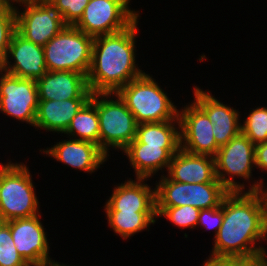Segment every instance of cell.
I'll list each match as a JSON object with an SVG mask.
<instances>
[{"instance_id":"ffe728a7","label":"cell","mask_w":267,"mask_h":266,"mask_svg":"<svg viewBox=\"0 0 267 266\" xmlns=\"http://www.w3.org/2000/svg\"><path fill=\"white\" fill-rule=\"evenodd\" d=\"M180 148H161V146H147L136 138L123 150L127 156L136 178H152L159 170L166 169L172 156Z\"/></svg>"},{"instance_id":"5bb4252c","label":"cell","mask_w":267,"mask_h":266,"mask_svg":"<svg viewBox=\"0 0 267 266\" xmlns=\"http://www.w3.org/2000/svg\"><path fill=\"white\" fill-rule=\"evenodd\" d=\"M0 69L16 77L37 81L47 72L43 46L27 40L16 30Z\"/></svg>"},{"instance_id":"8992f818","label":"cell","mask_w":267,"mask_h":266,"mask_svg":"<svg viewBox=\"0 0 267 266\" xmlns=\"http://www.w3.org/2000/svg\"><path fill=\"white\" fill-rule=\"evenodd\" d=\"M94 37L66 25L43 46L47 71H75L87 77Z\"/></svg>"},{"instance_id":"4dcf8cb0","label":"cell","mask_w":267,"mask_h":266,"mask_svg":"<svg viewBox=\"0 0 267 266\" xmlns=\"http://www.w3.org/2000/svg\"><path fill=\"white\" fill-rule=\"evenodd\" d=\"M255 168L267 173V141L255 145Z\"/></svg>"},{"instance_id":"1f68e13d","label":"cell","mask_w":267,"mask_h":266,"mask_svg":"<svg viewBox=\"0 0 267 266\" xmlns=\"http://www.w3.org/2000/svg\"><path fill=\"white\" fill-rule=\"evenodd\" d=\"M263 180H264L263 177H262V179L260 178L257 181L253 180L252 181L253 183H251V185L247 186L248 189H246V190L247 191H259L261 193V195L263 197L264 205H265V212H266V219H267V186H263V185H266L263 182Z\"/></svg>"},{"instance_id":"2e32d148","label":"cell","mask_w":267,"mask_h":266,"mask_svg":"<svg viewBox=\"0 0 267 266\" xmlns=\"http://www.w3.org/2000/svg\"><path fill=\"white\" fill-rule=\"evenodd\" d=\"M42 150L39 151L46 157L48 155L53 160L70 166L72 169H79V171L90 174L97 171L109 157L99 145L72 138L59 141L56 145H51V148Z\"/></svg>"},{"instance_id":"d590c367","label":"cell","mask_w":267,"mask_h":266,"mask_svg":"<svg viewBox=\"0 0 267 266\" xmlns=\"http://www.w3.org/2000/svg\"><path fill=\"white\" fill-rule=\"evenodd\" d=\"M42 266H69V265H66V264H60V262H54V263H50V264H46V265H42ZM73 266V265H72Z\"/></svg>"},{"instance_id":"4316f807","label":"cell","mask_w":267,"mask_h":266,"mask_svg":"<svg viewBox=\"0 0 267 266\" xmlns=\"http://www.w3.org/2000/svg\"><path fill=\"white\" fill-rule=\"evenodd\" d=\"M0 266H29L18 253L5 221H0Z\"/></svg>"},{"instance_id":"5b68a950","label":"cell","mask_w":267,"mask_h":266,"mask_svg":"<svg viewBox=\"0 0 267 266\" xmlns=\"http://www.w3.org/2000/svg\"><path fill=\"white\" fill-rule=\"evenodd\" d=\"M96 109L99 146L108 156L110 147L122 151L136 138L138 124L117 93H96Z\"/></svg>"},{"instance_id":"ac0fdd59","label":"cell","mask_w":267,"mask_h":266,"mask_svg":"<svg viewBox=\"0 0 267 266\" xmlns=\"http://www.w3.org/2000/svg\"><path fill=\"white\" fill-rule=\"evenodd\" d=\"M38 100L90 99L87 77L75 71H47L36 81Z\"/></svg>"},{"instance_id":"d4e9b609","label":"cell","mask_w":267,"mask_h":266,"mask_svg":"<svg viewBox=\"0 0 267 266\" xmlns=\"http://www.w3.org/2000/svg\"><path fill=\"white\" fill-rule=\"evenodd\" d=\"M249 112L241 123V133L254 145L267 141V107L258 106Z\"/></svg>"},{"instance_id":"d6986e66","label":"cell","mask_w":267,"mask_h":266,"mask_svg":"<svg viewBox=\"0 0 267 266\" xmlns=\"http://www.w3.org/2000/svg\"><path fill=\"white\" fill-rule=\"evenodd\" d=\"M167 173L170 180L179 183L200 184L217 178L214 157L192 154L181 148L172 156Z\"/></svg>"},{"instance_id":"8fae6325","label":"cell","mask_w":267,"mask_h":266,"mask_svg":"<svg viewBox=\"0 0 267 266\" xmlns=\"http://www.w3.org/2000/svg\"><path fill=\"white\" fill-rule=\"evenodd\" d=\"M20 6L23 11L15 7L16 30L34 44L44 46L66 26L49 2L37 1Z\"/></svg>"},{"instance_id":"7402d4cb","label":"cell","mask_w":267,"mask_h":266,"mask_svg":"<svg viewBox=\"0 0 267 266\" xmlns=\"http://www.w3.org/2000/svg\"><path fill=\"white\" fill-rule=\"evenodd\" d=\"M136 139L147 146L180 148V122L179 120H169L138 124Z\"/></svg>"},{"instance_id":"3957f363","label":"cell","mask_w":267,"mask_h":266,"mask_svg":"<svg viewBox=\"0 0 267 266\" xmlns=\"http://www.w3.org/2000/svg\"><path fill=\"white\" fill-rule=\"evenodd\" d=\"M29 167L23 162L0 163V221L30 218L40 214Z\"/></svg>"},{"instance_id":"52a82bcc","label":"cell","mask_w":267,"mask_h":266,"mask_svg":"<svg viewBox=\"0 0 267 266\" xmlns=\"http://www.w3.org/2000/svg\"><path fill=\"white\" fill-rule=\"evenodd\" d=\"M230 191L216 178L206 183H179L163 173L155 184L156 207L190 205L198 209L219 207Z\"/></svg>"},{"instance_id":"83f0119b","label":"cell","mask_w":267,"mask_h":266,"mask_svg":"<svg viewBox=\"0 0 267 266\" xmlns=\"http://www.w3.org/2000/svg\"><path fill=\"white\" fill-rule=\"evenodd\" d=\"M15 31V7L0 2V64L5 59L11 38Z\"/></svg>"},{"instance_id":"d6a6232c","label":"cell","mask_w":267,"mask_h":266,"mask_svg":"<svg viewBox=\"0 0 267 266\" xmlns=\"http://www.w3.org/2000/svg\"><path fill=\"white\" fill-rule=\"evenodd\" d=\"M202 266H231V260H215L207 258Z\"/></svg>"},{"instance_id":"277c9868","label":"cell","mask_w":267,"mask_h":266,"mask_svg":"<svg viewBox=\"0 0 267 266\" xmlns=\"http://www.w3.org/2000/svg\"><path fill=\"white\" fill-rule=\"evenodd\" d=\"M117 94L134 115L137 124L179 120L178 107L150 74L133 79Z\"/></svg>"},{"instance_id":"484cf974","label":"cell","mask_w":267,"mask_h":266,"mask_svg":"<svg viewBox=\"0 0 267 266\" xmlns=\"http://www.w3.org/2000/svg\"><path fill=\"white\" fill-rule=\"evenodd\" d=\"M200 209L190 205L179 207H156V217H165L178 228L195 229Z\"/></svg>"},{"instance_id":"ba28073f","label":"cell","mask_w":267,"mask_h":266,"mask_svg":"<svg viewBox=\"0 0 267 266\" xmlns=\"http://www.w3.org/2000/svg\"><path fill=\"white\" fill-rule=\"evenodd\" d=\"M254 154L255 145L242 133L218 149L214 156L216 177L230 192L246 189L245 182H236L235 178L248 183L253 179Z\"/></svg>"},{"instance_id":"74e56055","label":"cell","mask_w":267,"mask_h":266,"mask_svg":"<svg viewBox=\"0 0 267 266\" xmlns=\"http://www.w3.org/2000/svg\"><path fill=\"white\" fill-rule=\"evenodd\" d=\"M40 1H43V2H50L51 0H40Z\"/></svg>"},{"instance_id":"603a6c76","label":"cell","mask_w":267,"mask_h":266,"mask_svg":"<svg viewBox=\"0 0 267 266\" xmlns=\"http://www.w3.org/2000/svg\"><path fill=\"white\" fill-rule=\"evenodd\" d=\"M64 134H67L68 138L89 141L99 145L96 93H92L90 99L80 108Z\"/></svg>"},{"instance_id":"6da1fadb","label":"cell","mask_w":267,"mask_h":266,"mask_svg":"<svg viewBox=\"0 0 267 266\" xmlns=\"http://www.w3.org/2000/svg\"><path fill=\"white\" fill-rule=\"evenodd\" d=\"M263 240L267 241V219L261 193L229 192L223 199V222L209 258L241 262L260 260L267 255L266 248L260 245Z\"/></svg>"},{"instance_id":"9c48e42d","label":"cell","mask_w":267,"mask_h":266,"mask_svg":"<svg viewBox=\"0 0 267 266\" xmlns=\"http://www.w3.org/2000/svg\"><path fill=\"white\" fill-rule=\"evenodd\" d=\"M129 3L130 0H90L74 26L94 38L123 31L141 17Z\"/></svg>"},{"instance_id":"44dd1931","label":"cell","mask_w":267,"mask_h":266,"mask_svg":"<svg viewBox=\"0 0 267 266\" xmlns=\"http://www.w3.org/2000/svg\"><path fill=\"white\" fill-rule=\"evenodd\" d=\"M88 100H39L34 127L46 132L65 133L72 119Z\"/></svg>"},{"instance_id":"f546056e","label":"cell","mask_w":267,"mask_h":266,"mask_svg":"<svg viewBox=\"0 0 267 266\" xmlns=\"http://www.w3.org/2000/svg\"><path fill=\"white\" fill-rule=\"evenodd\" d=\"M223 222V201L219 207L201 209L198 217L197 226L214 230V238Z\"/></svg>"},{"instance_id":"30bf717a","label":"cell","mask_w":267,"mask_h":266,"mask_svg":"<svg viewBox=\"0 0 267 266\" xmlns=\"http://www.w3.org/2000/svg\"><path fill=\"white\" fill-rule=\"evenodd\" d=\"M35 80L16 77L0 69V112L31 126L38 109Z\"/></svg>"},{"instance_id":"836d02e7","label":"cell","mask_w":267,"mask_h":266,"mask_svg":"<svg viewBox=\"0 0 267 266\" xmlns=\"http://www.w3.org/2000/svg\"><path fill=\"white\" fill-rule=\"evenodd\" d=\"M231 266H266L264 259L250 261V262H241L231 260Z\"/></svg>"},{"instance_id":"7c38bea8","label":"cell","mask_w":267,"mask_h":266,"mask_svg":"<svg viewBox=\"0 0 267 266\" xmlns=\"http://www.w3.org/2000/svg\"><path fill=\"white\" fill-rule=\"evenodd\" d=\"M41 214L30 218L7 221L14 245L29 266H42L56 262L49 256L50 247L41 222Z\"/></svg>"},{"instance_id":"e575fe53","label":"cell","mask_w":267,"mask_h":266,"mask_svg":"<svg viewBox=\"0 0 267 266\" xmlns=\"http://www.w3.org/2000/svg\"><path fill=\"white\" fill-rule=\"evenodd\" d=\"M37 1H40V0H0V2L4 3L6 5L12 6V7H16L15 5H17V3H18V5L19 4L22 5V4H29V3H33V2H37Z\"/></svg>"},{"instance_id":"9a60e30c","label":"cell","mask_w":267,"mask_h":266,"mask_svg":"<svg viewBox=\"0 0 267 266\" xmlns=\"http://www.w3.org/2000/svg\"><path fill=\"white\" fill-rule=\"evenodd\" d=\"M193 92L194 102L213 124V135L219 148L241 133V115L238 110L223 104L210 91H203L199 86H195Z\"/></svg>"},{"instance_id":"cb8c5ba5","label":"cell","mask_w":267,"mask_h":266,"mask_svg":"<svg viewBox=\"0 0 267 266\" xmlns=\"http://www.w3.org/2000/svg\"><path fill=\"white\" fill-rule=\"evenodd\" d=\"M108 225L122 239H129L134 234L149 231V226L156 222V212L105 211Z\"/></svg>"},{"instance_id":"4fadbf2b","label":"cell","mask_w":267,"mask_h":266,"mask_svg":"<svg viewBox=\"0 0 267 266\" xmlns=\"http://www.w3.org/2000/svg\"><path fill=\"white\" fill-rule=\"evenodd\" d=\"M180 110V148L192 154L214 157L219 147L207 114L194 101Z\"/></svg>"},{"instance_id":"8d00e7d4","label":"cell","mask_w":267,"mask_h":266,"mask_svg":"<svg viewBox=\"0 0 267 266\" xmlns=\"http://www.w3.org/2000/svg\"><path fill=\"white\" fill-rule=\"evenodd\" d=\"M267 266V255L263 258Z\"/></svg>"},{"instance_id":"f1b7e54d","label":"cell","mask_w":267,"mask_h":266,"mask_svg":"<svg viewBox=\"0 0 267 266\" xmlns=\"http://www.w3.org/2000/svg\"><path fill=\"white\" fill-rule=\"evenodd\" d=\"M90 0H51L49 3L61 15L66 25H75L83 16Z\"/></svg>"},{"instance_id":"7a4b0ae2","label":"cell","mask_w":267,"mask_h":266,"mask_svg":"<svg viewBox=\"0 0 267 266\" xmlns=\"http://www.w3.org/2000/svg\"><path fill=\"white\" fill-rule=\"evenodd\" d=\"M139 17L125 30L94 38L87 85L92 93H117L145 72L136 64Z\"/></svg>"},{"instance_id":"e0dca14e","label":"cell","mask_w":267,"mask_h":266,"mask_svg":"<svg viewBox=\"0 0 267 266\" xmlns=\"http://www.w3.org/2000/svg\"><path fill=\"white\" fill-rule=\"evenodd\" d=\"M149 178L125 180L114 185L109 199L106 200L105 211L122 212H156L155 187L145 183ZM152 187V188H151Z\"/></svg>"}]
</instances>
